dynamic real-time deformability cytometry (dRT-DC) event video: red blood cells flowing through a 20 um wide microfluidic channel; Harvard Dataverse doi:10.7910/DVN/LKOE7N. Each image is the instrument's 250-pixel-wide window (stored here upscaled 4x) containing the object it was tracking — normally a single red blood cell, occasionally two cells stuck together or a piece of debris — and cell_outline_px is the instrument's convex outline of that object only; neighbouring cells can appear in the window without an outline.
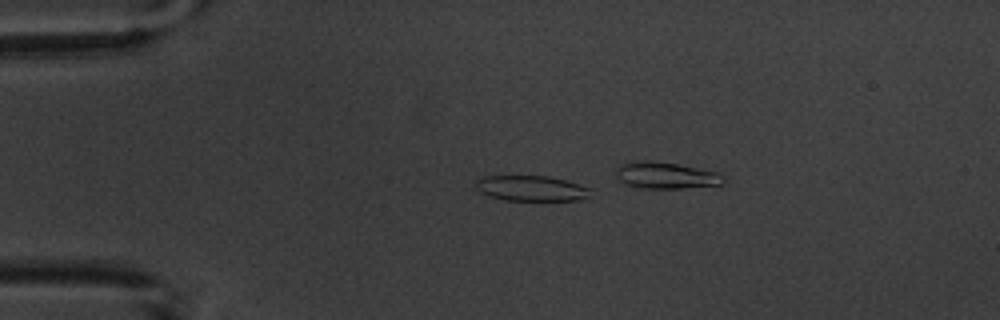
{"species": "common noctule bat (a hibernating species)", "species_latin": "Nyctalus noctula", "temperature_condition": "warm", "stored_images_in_passage": 4, "camera_frame_rate_fps": 3000, "um_per_image_px": 0.085, "animal": {"sex": "male", "body_mass_g": 20.1, "forearm_length_mm": 53.5}, "frame": {"image": 1, "passage_image": 3, "time_ms": 2.333, "image_size_px": [1000, 320], "cell_outline_px": [[592, 188], [588, 196], [576, 200], [504, 200], [488, 196], [480, 192], [476, 188], [476, 180], [480, 176], [548, 176], [564, 180]], "centroid_in_image_um": [45.11, 16.0], "position_along_channel_um": 39.9, "area_um2": 16.94}}